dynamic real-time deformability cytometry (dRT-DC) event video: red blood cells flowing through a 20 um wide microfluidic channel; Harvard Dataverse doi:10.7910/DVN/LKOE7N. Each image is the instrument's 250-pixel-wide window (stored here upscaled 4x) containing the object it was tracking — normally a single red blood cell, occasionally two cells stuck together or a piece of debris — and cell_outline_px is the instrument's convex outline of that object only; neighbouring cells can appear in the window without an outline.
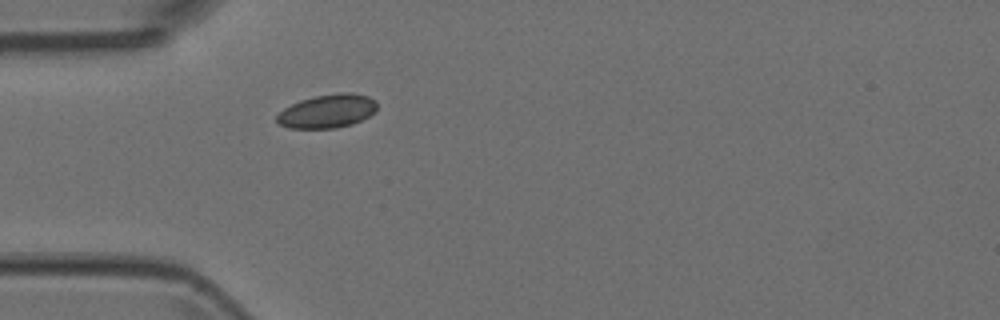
{"species": "Egyptian fruit bat (a non-hibernating species)", "species_latin": "Rousettus aegyptiacus", "temperature_condition": "room temperature", "stored_images_in_passage": 3, "camera_frame_rate_fps": 3000, "um_per_image_px": 0.085, "animal": {"sex": "female"}, "frame": {"image": 1, "passage_image": 3, "time_ms": 0.667, "image_size_px": [1000, 320], "cell_outline_px": [[376, 112], [352, 124], [336, 128], [288, 128], [280, 124], [276, 120], [276, 116], [284, 108], [300, 100], [316, 96], [340, 92], [352, 92], [368, 96], [376, 100]], "centroid_in_image_um": [27.84, 9.44], "position_along_channel_um": 57.2, "area_um2": 19.59}}